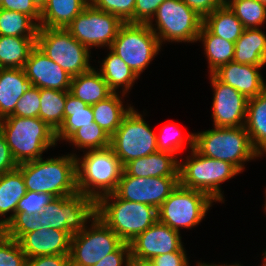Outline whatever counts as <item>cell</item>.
<instances>
[{
	"label": "cell",
	"instance_id": "cell-49",
	"mask_svg": "<svg viewBox=\"0 0 266 266\" xmlns=\"http://www.w3.org/2000/svg\"><path fill=\"white\" fill-rule=\"evenodd\" d=\"M192 10H195L201 17H206L215 9L222 6L217 0H182Z\"/></svg>",
	"mask_w": 266,
	"mask_h": 266
},
{
	"label": "cell",
	"instance_id": "cell-29",
	"mask_svg": "<svg viewBox=\"0 0 266 266\" xmlns=\"http://www.w3.org/2000/svg\"><path fill=\"white\" fill-rule=\"evenodd\" d=\"M203 25L214 35L235 43L245 27L228 6H220L203 18Z\"/></svg>",
	"mask_w": 266,
	"mask_h": 266
},
{
	"label": "cell",
	"instance_id": "cell-34",
	"mask_svg": "<svg viewBox=\"0 0 266 266\" xmlns=\"http://www.w3.org/2000/svg\"><path fill=\"white\" fill-rule=\"evenodd\" d=\"M70 91L40 89L39 118L57 131L64 122V109L67 94Z\"/></svg>",
	"mask_w": 266,
	"mask_h": 266
},
{
	"label": "cell",
	"instance_id": "cell-10",
	"mask_svg": "<svg viewBox=\"0 0 266 266\" xmlns=\"http://www.w3.org/2000/svg\"><path fill=\"white\" fill-rule=\"evenodd\" d=\"M213 201L202 191L178 184L158 209V220L176 231L190 229L201 222Z\"/></svg>",
	"mask_w": 266,
	"mask_h": 266
},
{
	"label": "cell",
	"instance_id": "cell-20",
	"mask_svg": "<svg viewBox=\"0 0 266 266\" xmlns=\"http://www.w3.org/2000/svg\"><path fill=\"white\" fill-rule=\"evenodd\" d=\"M263 66L229 62L212 74L221 82L230 85L247 99L256 97L266 89V83L259 73Z\"/></svg>",
	"mask_w": 266,
	"mask_h": 266
},
{
	"label": "cell",
	"instance_id": "cell-35",
	"mask_svg": "<svg viewBox=\"0 0 266 266\" xmlns=\"http://www.w3.org/2000/svg\"><path fill=\"white\" fill-rule=\"evenodd\" d=\"M38 23L22 12L0 8V35L37 37Z\"/></svg>",
	"mask_w": 266,
	"mask_h": 266
},
{
	"label": "cell",
	"instance_id": "cell-33",
	"mask_svg": "<svg viewBox=\"0 0 266 266\" xmlns=\"http://www.w3.org/2000/svg\"><path fill=\"white\" fill-rule=\"evenodd\" d=\"M107 56L102 62L100 74L114 93L118 87L123 86L124 95L133 86L132 84L138 79V76L111 49Z\"/></svg>",
	"mask_w": 266,
	"mask_h": 266
},
{
	"label": "cell",
	"instance_id": "cell-51",
	"mask_svg": "<svg viewBox=\"0 0 266 266\" xmlns=\"http://www.w3.org/2000/svg\"><path fill=\"white\" fill-rule=\"evenodd\" d=\"M35 3L39 6V8L41 9L48 0H34Z\"/></svg>",
	"mask_w": 266,
	"mask_h": 266
},
{
	"label": "cell",
	"instance_id": "cell-43",
	"mask_svg": "<svg viewBox=\"0 0 266 266\" xmlns=\"http://www.w3.org/2000/svg\"><path fill=\"white\" fill-rule=\"evenodd\" d=\"M165 0H136L133 23L152 24V18Z\"/></svg>",
	"mask_w": 266,
	"mask_h": 266
},
{
	"label": "cell",
	"instance_id": "cell-16",
	"mask_svg": "<svg viewBox=\"0 0 266 266\" xmlns=\"http://www.w3.org/2000/svg\"><path fill=\"white\" fill-rule=\"evenodd\" d=\"M210 75L214 88V127L245 126L248 99L230 85L219 81L213 74Z\"/></svg>",
	"mask_w": 266,
	"mask_h": 266
},
{
	"label": "cell",
	"instance_id": "cell-38",
	"mask_svg": "<svg viewBox=\"0 0 266 266\" xmlns=\"http://www.w3.org/2000/svg\"><path fill=\"white\" fill-rule=\"evenodd\" d=\"M179 128L177 124L169 123V125H164L160 130V134H156V142L158 152H165L172 154L174 156L178 155L177 152H180L182 147H184V143L188 142L191 150L194 149V134H188L186 140L183 135H181V130H177ZM174 129L175 132H171L172 134H167V130ZM178 131V132H177ZM166 133V134H165ZM183 136V137H182Z\"/></svg>",
	"mask_w": 266,
	"mask_h": 266
},
{
	"label": "cell",
	"instance_id": "cell-13",
	"mask_svg": "<svg viewBox=\"0 0 266 266\" xmlns=\"http://www.w3.org/2000/svg\"><path fill=\"white\" fill-rule=\"evenodd\" d=\"M86 228L71 237V266H93L123 243L97 216L92 219L91 227Z\"/></svg>",
	"mask_w": 266,
	"mask_h": 266
},
{
	"label": "cell",
	"instance_id": "cell-6",
	"mask_svg": "<svg viewBox=\"0 0 266 266\" xmlns=\"http://www.w3.org/2000/svg\"><path fill=\"white\" fill-rule=\"evenodd\" d=\"M214 128L194 134V149L199 154L227 161L240 172L244 168V162L260 156L252 146L245 126Z\"/></svg>",
	"mask_w": 266,
	"mask_h": 266
},
{
	"label": "cell",
	"instance_id": "cell-54",
	"mask_svg": "<svg viewBox=\"0 0 266 266\" xmlns=\"http://www.w3.org/2000/svg\"><path fill=\"white\" fill-rule=\"evenodd\" d=\"M263 254H264V256H263L264 257V259H263L264 262L263 263H264V266H266V251Z\"/></svg>",
	"mask_w": 266,
	"mask_h": 266
},
{
	"label": "cell",
	"instance_id": "cell-5",
	"mask_svg": "<svg viewBox=\"0 0 266 266\" xmlns=\"http://www.w3.org/2000/svg\"><path fill=\"white\" fill-rule=\"evenodd\" d=\"M86 152L82 160L76 157L77 190L97 201L115 192L124 171L123 164L110 146Z\"/></svg>",
	"mask_w": 266,
	"mask_h": 266
},
{
	"label": "cell",
	"instance_id": "cell-48",
	"mask_svg": "<svg viewBox=\"0 0 266 266\" xmlns=\"http://www.w3.org/2000/svg\"><path fill=\"white\" fill-rule=\"evenodd\" d=\"M18 167L13 159L10 148L4 135L0 132V175L12 171Z\"/></svg>",
	"mask_w": 266,
	"mask_h": 266
},
{
	"label": "cell",
	"instance_id": "cell-1",
	"mask_svg": "<svg viewBox=\"0 0 266 266\" xmlns=\"http://www.w3.org/2000/svg\"><path fill=\"white\" fill-rule=\"evenodd\" d=\"M96 216V201L83 193L55 197L39 214L15 213L1 229L8 237L19 241L25 234L45 229L67 231L71 235L81 232L88 219Z\"/></svg>",
	"mask_w": 266,
	"mask_h": 266
},
{
	"label": "cell",
	"instance_id": "cell-19",
	"mask_svg": "<svg viewBox=\"0 0 266 266\" xmlns=\"http://www.w3.org/2000/svg\"><path fill=\"white\" fill-rule=\"evenodd\" d=\"M71 237L67 231L41 228L25 234L18 242L28 259L36 256L69 255Z\"/></svg>",
	"mask_w": 266,
	"mask_h": 266
},
{
	"label": "cell",
	"instance_id": "cell-52",
	"mask_svg": "<svg viewBox=\"0 0 266 266\" xmlns=\"http://www.w3.org/2000/svg\"><path fill=\"white\" fill-rule=\"evenodd\" d=\"M201 266H223V265H210V264H206V263H199ZM224 266H241V265H239V264H234V265H224ZM263 266H264V264H263Z\"/></svg>",
	"mask_w": 266,
	"mask_h": 266
},
{
	"label": "cell",
	"instance_id": "cell-18",
	"mask_svg": "<svg viewBox=\"0 0 266 266\" xmlns=\"http://www.w3.org/2000/svg\"><path fill=\"white\" fill-rule=\"evenodd\" d=\"M23 70L32 86L39 89L70 91L72 76L48 58L37 46L31 50Z\"/></svg>",
	"mask_w": 266,
	"mask_h": 266
},
{
	"label": "cell",
	"instance_id": "cell-27",
	"mask_svg": "<svg viewBox=\"0 0 266 266\" xmlns=\"http://www.w3.org/2000/svg\"><path fill=\"white\" fill-rule=\"evenodd\" d=\"M25 194L23 175L18 168L0 175V217L13 212L8 218L0 220V230L14 217L17 204Z\"/></svg>",
	"mask_w": 266,
	"mask_h": 266
},
{
	"label": "cell",
	"instance_id": "cell-50",
	"mask_svg": "<svg viewBox=\"0 0 266 266\" xmlns=\"http://www.w3.org/2000/svg\"><path fill=\"white\" fill-rule=\"evenodd\" d=\"M125 266H154V265L150 260H142L130 255L128 260L126 261Z\"/></svg>",
	"mask_w": 266,
	"mask_h": 266
},
{
	"label": "cell",
	"instance_id": "cell-3",
	"mask_svg": "<svg viewBox=\"0 0 266 266\" xmlns=\"http://www.w3.org/2000/svg\"><path fill=\"white\" fill-rule=\"evenodd\" d=\"M69 155L19 164L17 168L22 172L26 191L54 197L77 193L76 156Z\"/></svg>",
	"mask_w": 266,
	"mask_h": 266
},
{
	"label": "cell",
	"instance_id": "cell-21",
	"mask_svg": "<svg viewBox=\"0 0 266 266\" xmlns=\"http://www.w3.org/2000/svg\"><path fill=\"white\" fill-rule=\"evenodd\" d=\"M123 169L134 177H178L179 161L172 154L156 152L131 160Z\"/></svg>",
	"mask_w": 266,
	"mask_h": 266
},
{
	"label": "cell",
	"instance_id": "cell-26",
	"mask_svg": "<svg viewBox=\"0 0 266 266\" xmlns=\"http://www.w3.org/2000/svg\"><path fill=\"white\" fill-rule=\"evenodd\" d=\"M245 129L252 146L262 155L266 153V89L256 97L248 99Z\"/></svg>",
	"mask_w": 266,
	"mask_h": 266
},
{
	"label": "cell",
	"instance_id": "cell-39",
	"mask_svg": "<svg viewBox=\"0 0 266 266\" xmlns=\"http://www.w3.org/2000/svg\"><path fill=\"white\" fill-rule=\"evenodd\" d=\"M26 260L19 242L0 230V266H25Z\"/></svg>",
	"mask_w": 266,
	"mask_h": 266
},
{
	"label": "cell",
	"instance_id": "cell-53",
	"mask_svg": "<svg viewBox=\"0 0 266 266\" xmlns=\"http://www.w3.org/2000/svg\"><path fill=\"white\" fill-rule=\"evenodd\" d=\"M222 6H228L233 0H217Z\"/></svg>",
	"mask_w": 266,
	"mask_h": 266
},
{
	"label": "cell",
	"instance_id": "cell-22",
	"mask_svg": "<svg viewBox=\"0 0 266 266\" xmlns=\"http://www.w3.org/2000/svg\"><path fill=\"white\" fill-rule=\"evenodd\" d=\"M29 87L23 68H0V120L14 113L18 100Z\"/></svg>",
	"mask_w": 266,
	"mask_h": 266
},
{
	"label": "cell",
	"instance_id": "cell-47",
	"mask_svg": "<svg viewBox=\"0 0 266 266\" xmlns=\"http://www.w3.org/2000/svg\"><path fill=\"white\" fill-rule=\"evenodd\" d=\"M25 266H71L69 255H48L28 258Z\"/></svg>",
	"mask_w": 266,
	"mask_h": 266
},
{
	"label": "cell",
	"instance_id": "cell-40",
	"mask_svg": "<svg viewBox=\"0 0 266 266\" xmlns=\"http://www.w3.org/2000/svg\"><path fill=\"white\" fill-rule=\"evenodd\" d=\"M98 10L119 17L124 23H133L136 0H90Z\"/></svg>",
	"mask_w": 266,
	"mask_h": 266
},
{
	"label": "cell",
	"instance_id": "cell-8",
	"mask_svg": "<svg viewBox=\"0 0 266 266\" xmlns=\"http://www.w3.org/2000/svg\"><path fill=\"white\" fill-rule=\"evenodd\" d=\"M36 46L69 75L75 77L89 71V49L65 28L39 27Z\"/></svg>",
	"mask_w": 266,
	"mask_h": 266
},
{
	"label": "cell",
	"instance_id": "cell-44",
	"mask_svg": "<svg viewBox=\"0 0 266 266\" xmlns=\"http://www.w3.org/2000/svg\"><path fill=\"white\" fill-rule=\"evenodd\" d=\"M0 8L14 12H22L40 23L41 9L34 0H3Z\"/></svg>",
	"mask_w": 266,
	"mask_h": 266
},
{
	"label": "cell",
	"instance_id": "cell-46",
	"mask_svg": "<svg viewBox=\"0 0 266 266\" xmlns=\"http://www.w3.org/2000/svg\"><path fill=\"white\" fill-rule=\"evenodd\" d=\"M130 255V244L123 242L114 252L108 254L93 266H122Z\"/></svg>",
	"mask_w": 266,
	"mask_h": 266
},
{
	"label": "cell",
	"instance_id": "cell-25",
	"mask_svg": "<svg viewBox=\"0 0 266 266\" xmlns=\"http://www.w3.org/2000/svg\"><path fill=\"white\" fill-rule=\"evenodd\" d=\"M233 62L247 65L266 64V34L259 28H245L235 42Z\"/></svg>",
	"mask_w": 266,
	"mask_h": 266
},
{
	"label": "cell",
	"instance_id": "cell-11",
	"mask_svg": "<svg viewBox=\"0 0 266 266\" xmlns=\"http://www.w3.org/2000/svg\"><path fill=\"white\" fill-rule=\"evenodd\" d=\"M157 28L148 24L160 44L167 41L196 42L203 26V17L182 0H165L157 9ZM159 31V32H157Z\"/></svg>",
	"mask_w": 266,
	"mask_h": 266
},
{
	"label": "cell",
	"instance_id": "cell-31",
	"mask_svg": "<svg viewBox=\"0 0 266 266\" xmlns=\"http://www.w3.org/2000/svg\"><path fill=\"white\" fill-rule=\"evenodd\" d=\"M94 122L97 123L110 137L121 125L123 118L133 107L123 108L119 95L113 93L107 99L91 105Z\"/></svg>",
	"mask_w": 266,
	"mask_h": 266
},
{
	"label": "cell",
	"instance_id": "cell-23",
	"mask_svg": "<svg viewBox=\"0 0 266 266\" xmlns=\"http://www.w3.org/2000/svg\"><path fill=\"white\" fill-rule=\"evenodd\" d=\"M90 0H48L41 8L39 27L66 28Z\"/></svg>",
	"mask_w": 266,
	"mask_h": 266
},
{
	"label": "cell",
	"instance_id": "cell-41",
	"mask_svg": "<svg viewBox=\"0 0 266 266\" xmlns=\"http://www.w3.org/2000/svg\"><path fill=\"white\" fill-rule=\"evenodd\" d=\"M40 105V89L30 85L18 100L14 113L10 116L24 118L39 117Z\"/></svg>",
	"mask_w": 266,
	"mask_h": 266
},
{
	"label": "cell",
	"instance_id": "cell-14",
	"mask_svg": "<svg viewBox=\"0 0 266 266\" xmlns=\"http://www.w3.org/2000/svg\"><path fill=\"white\" fill-rule=\"evenodd\" d=\"M123 24L119 17L90 3L65 29L88 49L104 45L110 48Z\"/></svg>",
	"mask_w": 266,
	"mask_h": 266
},
{
	"label": "cell",
	"instance_id": "cell-12",
	"mask_svg": "<svg viewBox=\"0 0 266 266\" xmlns=\"http://www.w3.org/2000/svg\"><path fill=\"white\" fill-rule=\"evenodd\" d=\"M110 147L123 166L131 160L158 152L156 134L134 108L110 137Z\"/></svg>",
	"mask_w": 266,
	"mask_h": 266
},
{
	"label": "cell",
	"instance_id": "cell-4",
	"mask_svg": "<svg viewBox=\"0 0 266 266\" xmlns=\"http://www.w3.org/2000/svg\"><path fill=\"white\" fill-rule=\"evenodd\" d=\"M112 198L115 201L111 203ZM96 216L123 242L130 244L158 220V209L151 205L120 199L115 193H110L96 201Z\"/></svg>",
	"mask_w": 266,
	"mask_h": 266
},
{
	"label": "cell",
	"instance_id": "cell-55",
	"mask_svg": "<svg viewBox=\"0 0 266 266\" xmlns=\"http://www.w3.org/2000/svg\"><path fill=\"white\" fill-rule=\"evenodd\" d=\"M261 3H263L264 5H266V0H259Z\"/></svg>",
	"mask_w": 266,
	"mask_h": 266
},
{
	"label": "cell",
	"instance_id": "cell-45",
	"mask_svg": "<svg viewBox=\"0 0 266 266\" xmlns=\"http://www.w3.org/2000/svg\"><path fill=\"white\" fill-rule=\"evenodd\" d=\"M185 253L184 247L182 246L177 252L159 255L150 261L154 266H189Z\"/></svg>",
	"mask_w": 266,
	"mask_h": 266
},
{
	"label": "cell",
	"instance_id": "cell-36",
	"mask_svg": "<svg viewBox=\"0 0 266 266\" xmlns=\"http://www.w3.org/2000/svg\"><path fill=\"white\" fill-rule=\"evenodd\" d=\"M228 7L245 28H259L266 20V5L259 0H233Z\"/></svg>",
	"mask_w": 266,
	"mask_h": 266
},
{
	"label": "cell",
	"instance_id": "cell-9",
	"mask_svg": "<svg viewBox=\"0 0 266 266\" xmlns=\"http://www.w3.org/2000/svg\"><path fill=\"white\" fill-rule=\"evenodd\" d=\"M160 42L148 24L124 23L111 49L137 75L149 65L160 51Z\"/></svg>",
	"mask_w": 266,
	"mask_h": 266
},
{
	"label": "cell",
	"instance_id": "cell-30",
	"mask_svg": "<svg viewBox=\"0 0 266 266\" xmlns=\"http://www.w3.org/2000/svg\"><path fill=\"white\" fill-rule=\"evenodd\" d=\"M35 46L36 37L0 35V68H23Z\"/></svg>",
	"mask_w": 266,
	"mask_h": 266
},
{
	"label": "cell",
	"instance_id": "cell-17",
	"mask_svg": "<svg viewBox=\"0 0 266 266\" xmlns=\"http://www.w3.org/2000/svg\"><path fill=\"white\" fill-rule=\"evenodd\" d=\"M179 233L157 220L130 243V253L135 258L151 260L159 255L177 252L183 246Z\"/></svg>",
	"mask_w": 266,
	"mask_h": 266
},
{
	"label": "cell",
	"instance_id": "cell-24",
	"mask_svg": "<svg viewBox=\"0 0 266 266\" xmlns=\"http://www.w3.org/2000/svg\"><path fill=\"white\" fill-rule=\"evenodd\" d=\"M70 93L86 104L93 105L107 99L114 92L100 72L92 67L89 71L72 77Z\"/></svg>",
	"mask_w": 266,
	"mask_h": 266
},
{
	"label": "cell",
	"instance_id": "cell-32",
	"mask_svg": "<svg viewBox=\"0 0 266 266\" xmlns=\"http://www.w3.org/2000/svg\"><path fill=\"white\" fill-rule=\"evenodd\" d=\"M198 40L204 42L210 74L220 66L233 61L235 43L212 34L204 25L199 32Z\"/></svg>",
	"mask_w": 266,
	"mask_h": 266
},
{
	"label": "cell",
	"instance_id": "cell-28",
	"mask_svg": "<svg viewBox=\"0 0 266 266\" xmlns=\"http://www.w3.org/2000/svg\"><path fill=\"white\" fill-rule=\"evenodd\" d=\"M93 124L94 115L92 106L69 92L66 97L64 122L56 131V140H67L79 128Z\"/></svg>",
	"mask_w": 266,
	"mask_h": 266
},
{
	"label": "cell",
	"instance_id": "cell-7",
	"mask_svg": "<svg viewBox=\"0 0 266 266\" xmlns=\"http://www.w3.org/2000/svg\"><path fill=\"white\" fill-rule=\"evenodd\" d=\"M192 157L179 162V185L208 194L215 202L223 201L220 183L241 173L227 161L205 157L192 149Z\"/></svg>",
	"mask_w": 266,
	"mask_h": 266
},
{
	"label": "cell",
	"instance_id": "cell-2",
	"mask_svg": "<svg viewBox=\"0 0 266 266\" xmlns=\"http://www.w3.org/2000/svg\"><path fill=\"white\" fill-rule=\"evenodd\" d=\"M0 132L18 165L42 158L57 142L56 131L39 117L7 116L0 120Z\"/></svg>",
	"mask_w": 266,
	"mask_h": 266
},
{
	"label": "cell",
	"instance_id": "cell-37",
	"mask_svg": "<svg viewBox=\"0 0 266 266\" xmlns=\"http://www.w3.org/2000/svg\"><path fill=\"white\" fill-rule=\"evenodd\" d=\"M66 141L73 143L78 148L96 150L110 146V136L94 122L75 131Z\"/></svg>",
	"mask_w": 266,
	"mask_h": 266
},
{
	"label": "cell",
	"instance_id": "cell-15",
	"mask_svg": "<svg viewBox=\"0 0 266 266\" xmlns=\"http://www.w3.org/2000/svg\"><path fill=\"white\" fill-rule=\"evenodd\" d=\"M178 184V177L143 178L127 175L123 171L114 193L120 199L151 205L159 209Z\"/></svg>",
	"mask_w": 266,
	"mask_h": 266
},
{
	"label": "cell",
	"instance_id": "cell-42",
	"mask_svg": "<svg viewBox=\"0 0 266 266\" xmlns=\"http://www.w3.org/2000/svg\"><path fill=\"white\" fill-rule=\"evenodd\" d=\"M54 198V196L48 193L26 191V194L20 199L17 204L16 213L25 212L28 215L39 214Z\"/></svg>",
	"mask_w": 266,
	"mask_h": 266
}]
</instances>
